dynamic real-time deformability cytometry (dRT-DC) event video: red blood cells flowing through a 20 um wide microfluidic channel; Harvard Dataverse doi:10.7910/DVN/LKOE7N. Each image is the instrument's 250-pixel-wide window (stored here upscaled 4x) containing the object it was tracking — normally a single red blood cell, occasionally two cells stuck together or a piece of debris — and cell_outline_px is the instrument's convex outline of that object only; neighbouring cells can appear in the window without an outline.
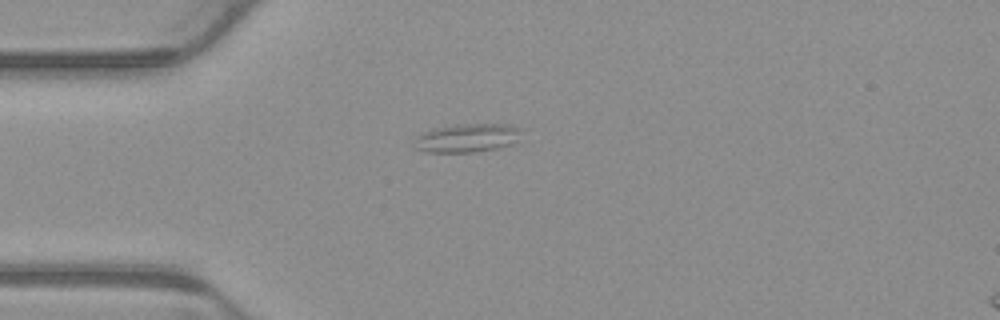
{"species": "common noctule bat (a hibernating species)", "species_latin": "Nyctalus noctula", "temperature_condition": "warm", "stored_images_in_passage": 2, "segment_of_instrument_passage": [1, 2], "camera_frame_rate_fps": 3000, "um_per_image_px": 0.085, "animal": {"sex": "male", "body_mass_g": 23.1, "forearm_length_mm": 52.7}, "frame": {"image": 1, "passage_image": 1, "time_ms": 0.0, "image_size_px": [1000, 320], "cell_outline_px": [[524, 128], [508, 144], [496, 148], [476, 152], [428, 152], [412, 148], [416, 136], [432, 128], [456, 124], [508, 124]], "centroid_in_image_um": [39.61, 11.71], "position_along_channel_um": 45.4, "area_um2": 17.74}}